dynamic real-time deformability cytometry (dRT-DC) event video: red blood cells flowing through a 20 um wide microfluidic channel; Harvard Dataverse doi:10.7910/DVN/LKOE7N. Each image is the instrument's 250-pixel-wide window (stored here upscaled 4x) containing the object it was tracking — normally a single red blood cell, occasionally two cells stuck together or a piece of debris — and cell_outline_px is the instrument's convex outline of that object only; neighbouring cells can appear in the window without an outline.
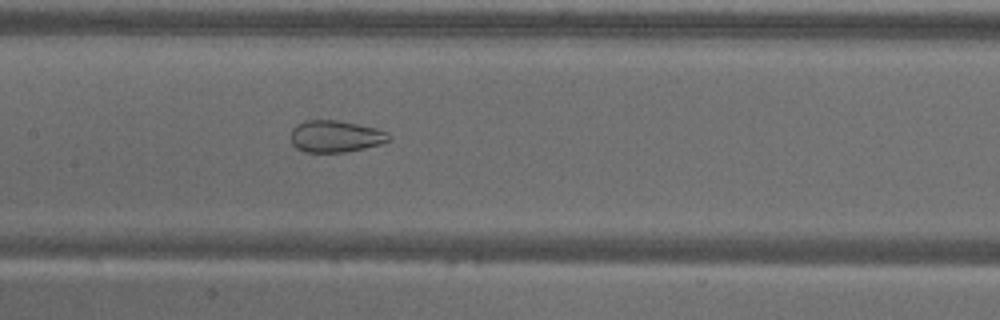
{"species": "common noctule bat (a hibernating species)", "species_latin": "Nyctalus noctula", "temperature_condition": "warm", "stored_images_in_passage": 57, "camera_frame_rate_fps": 3000, "um_per_image_px": 0.085, "animal": {"sex": "male", "body_mass_g": 18.8}, "frame": {"image": 1, "passage_image": 28, "time_ms": 9.0, "image_size_px": [1000, 320], "cell_outline_px": [[392, 136], [388, 140], [380, 144], [364, 148], [344, 152], [304, 152], [296, 148], [292, 144], [292, 128], [296, 124], [304, 120], [336, 120], [376, 128], [388, 132]], "centroid_in_image_um": [28.5, 11.59], "position_along_channel_um": 178.9, "area_um2": 18.15}}
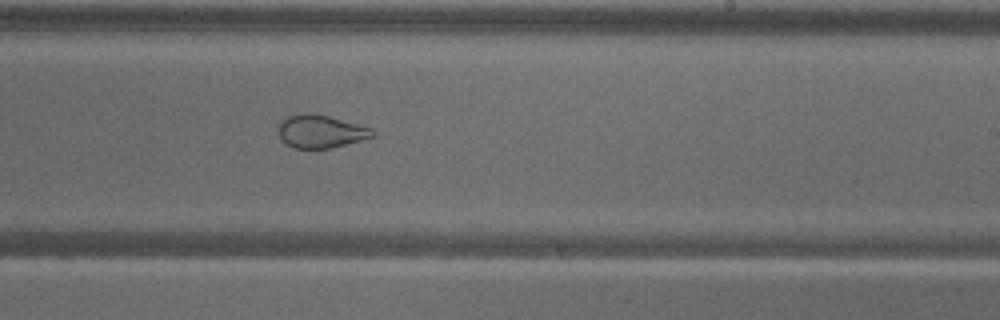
{"frame": {"image": 2, "passage_image": 35, "time_ms": 11.333, "image_size_px": [1000, 320], "cell_outline_px": [[376, 132], [372, 136], [360, 140], [332, 148], [296, 148], [280, 140], [276, 128], [280, 120], [284, 116], [300, 112], [308, 112], [328, 116], [372, 128]], "centroid_in_image_um": [27.17, 11.14], "position_along_channel_um": 261.8, "area_um2": 18.32}}
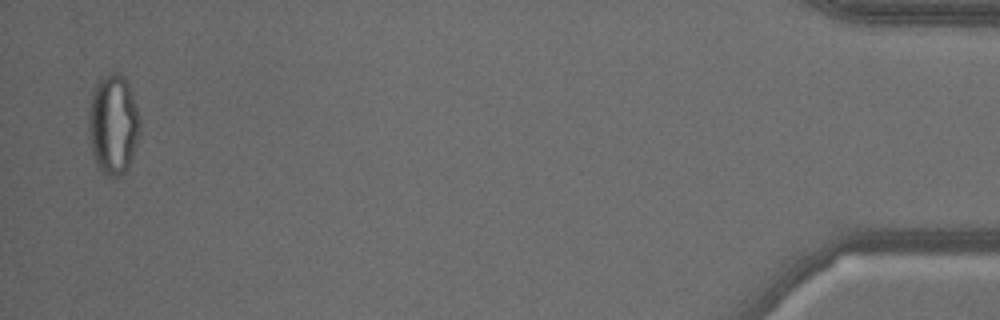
{"frame": {"image": 3, "passage_image": 56, "time_ms": 18.333, "image_size_px": [1000, 320], "cell_outline_px": [[140, 132], [128, 168], [120, 176], [112, 180], [104, 176], [100, 172], [92, 156], [88, 128], [88, 112], [92, 92], [100, 76], [108, 72], [120, 72], [124, 76], [128, 84], [140, 120]], "centroid_in_image_um": [9.59, 10.61], "position_along_channel_um": 425.6, "area_um2": 30.52}, "authors_computed_cell_mechanics": {"area_um2": 26.1256, "velocity_mm_per_s": 3.567, "shape_relaxation_time_tau1_ms": null, "shape_relaxation_time_tau2_ms": 1.133, "deformation_change_tau1": null, "deformation_change_tau2": 0.0722}}